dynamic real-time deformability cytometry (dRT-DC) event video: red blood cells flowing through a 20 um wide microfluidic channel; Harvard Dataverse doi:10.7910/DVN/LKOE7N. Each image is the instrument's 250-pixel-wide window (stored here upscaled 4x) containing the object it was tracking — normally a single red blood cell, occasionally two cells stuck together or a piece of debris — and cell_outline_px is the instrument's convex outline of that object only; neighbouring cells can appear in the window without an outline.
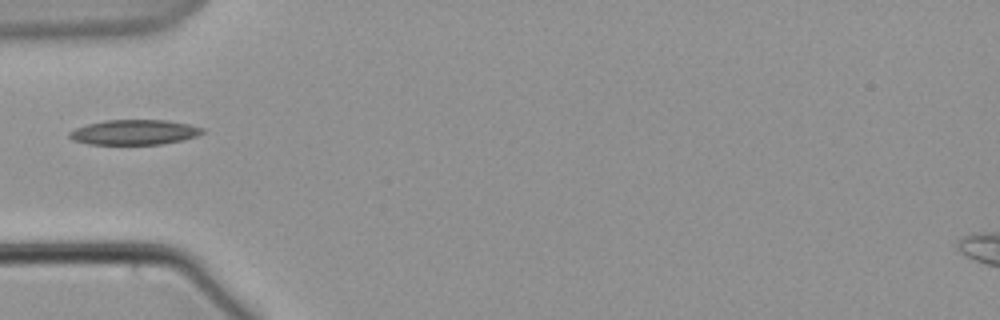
{"species": "common noctule bat (a hibernating species)", "species_latin": "Nyctalus noctula", "temperature_condition": "warm", "stored_images_in_passage": 20, "camera_frame_rate_fps": 3000, "um_per_image_px": 0.085, "animal": {"sex": "male", "body_mass_g": 21.5, "forearm_length_mm": 52.0}, "frame": {"image": 1, "passage_image": 1, "time_ms": 0.0, "image_size_px": [1000, 320], "cell_outline_px": [[204, 132], [196, 136], [180, 140], [160, 144], [88, 144], [72, 140], [68, 136], [68, 132], [76, 128], [88, 124], [104, 120], [168, 120], [188, 124], [204, 128]], "centroid_in_image_um": [11.39, 11.23], "position_along_channel_um": 73.6, "area_um2": 19.31}}
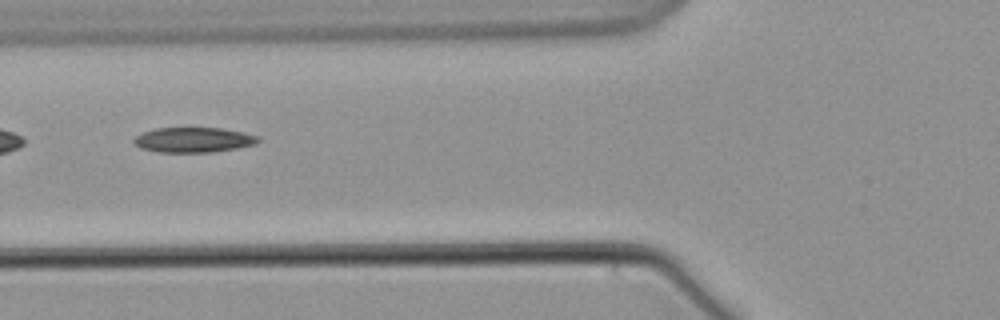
{"frame": {"image": 2, "passage_image": 4, "time_ms": 1.0, "image_size_px": [1000, 320], "cell_outline_px": [[260, 140], [256, 144], [236, 148], [212, 152], [160, 152], [140, 148], [132, 140], [136, 136], [144, 132], [156, 128], [220, 128], [240, 132], [256, 136]], "centroid_in_image_um": [16.42, 11.89], "position_along_channel_um": 109.4, "area_um2": 17.86}}